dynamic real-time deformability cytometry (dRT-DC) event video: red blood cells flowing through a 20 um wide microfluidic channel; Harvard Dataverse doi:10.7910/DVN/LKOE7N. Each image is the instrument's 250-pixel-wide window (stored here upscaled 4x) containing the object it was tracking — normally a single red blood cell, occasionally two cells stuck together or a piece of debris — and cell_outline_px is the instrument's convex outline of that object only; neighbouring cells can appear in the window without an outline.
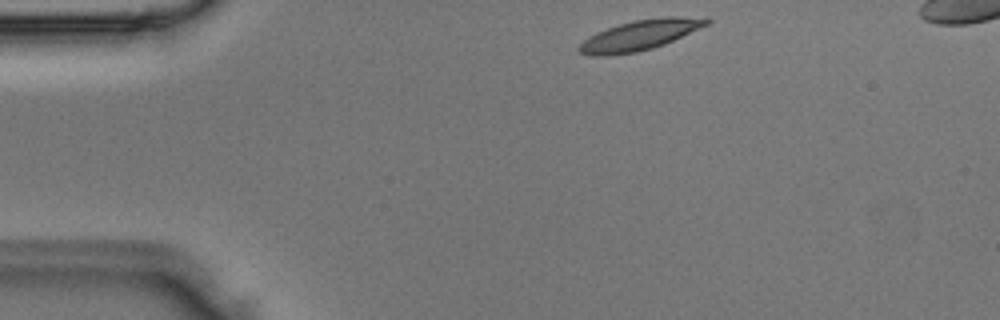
{"species": "Egyptian fruit bat (a non-hibernating species)", "species_latin": "Rousettus aegyptiacus", "temperature_condition": "room temperature", "stored_images_in_passage": 5, "camera_frame_rate_fps": 3000, "um_per_image_px": 0.085, "animal": {"sex": "male"}, "frame": {"image": 1, "passage_image": 1, "time_ms": 0.0, "image_size_px": [1000, 320], "cell_outline_px": [[712, 20], [708, 24], [664, 44], [652, 48], [636, 52], [612, 56], [588, 56], [580, 52], [576, 48], [588, 36], [596, 32], [620, 24], [636, 20], [660, 16], [708, 16]], "centroid_in_image_um": [54.4, 2.98], "position_along_channel_um": 30.6, "area_um2": 22.66}}
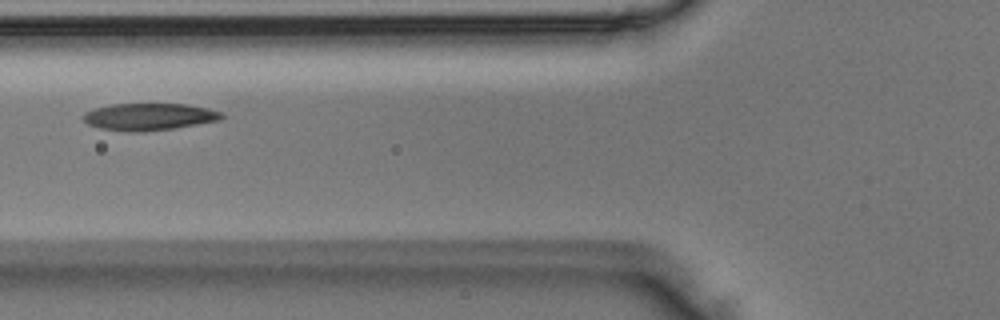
{"frame": {"image": 2, "passage_image": 3, "time_ms": 0.667, "image_size_px": [1000, 320], "cell_outline_px": [[224, 116], [220, 120], [176, 128], [144, 132], [128, 132], [100, 128], [88, 124], [80, 116], [84, 112], [96, 108], [112, 104], [188, 104], [208, 108], [220, 112]], "centroid_in_image_um": [12.66, 9.93], "position_along_channel_um": 113.1, "area_um2": 21.96}}
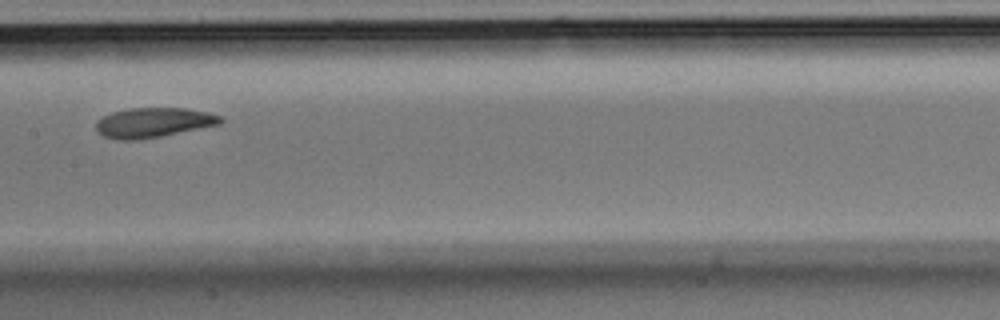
{"frame": {"image": 3, "passage_image": 5, "time_ms": 1.333, "image_size_px": [1000, 320], "cell_outline_px": [[224, 120], [220, 124], [160, 136], [136, 140], [120, 140], [104, 136], [96, 132], [96, 124], [104, 116], [112, 112], [128, 108], [184, 108], [208, 112], [220, 116]], "centroid_in_image_um": [13.03, 10.41], "position_along_channel_um": 194.4, "area_um2": 21.39}}